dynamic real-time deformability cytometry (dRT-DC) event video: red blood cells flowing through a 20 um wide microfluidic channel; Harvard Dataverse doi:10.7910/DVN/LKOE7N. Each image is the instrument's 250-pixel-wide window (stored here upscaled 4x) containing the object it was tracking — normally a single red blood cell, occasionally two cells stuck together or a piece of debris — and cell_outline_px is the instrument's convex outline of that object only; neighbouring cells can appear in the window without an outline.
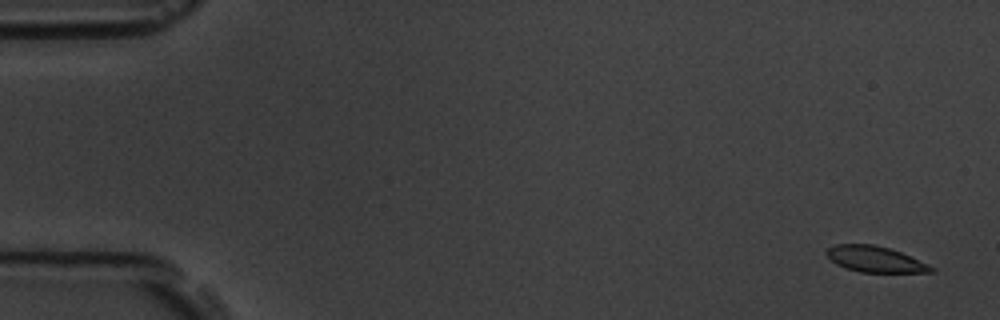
{"species": "common noctule bat (a hibernating species)", "species_latin": "Nyctalus noctula", "temperature_condition": "room temperature", "stored_images_in_passage": 6, "camera_frame_rate_fps": 3000, "um_per_image_px": 0.085, "animal": {"sex": "male", "body_mass_g": 19.5, "forearm_length_mm": 54.6}, "frame": {"image": 1, "passage_image": 1, "time_ms": 0.0, "image_size_px": [1000, 320], "cell_outline_px": [[936, 272], [860, 272], [844, 268], [836, 264], [824, 252], [828, 248], [836, 244], [872, 244], [888, 248], [900, 252], [936, 268]], "centroid_in_image_um": [74.36, 22.04], "position_along_channel_um": 10.6, "area_um2": 15.66}}
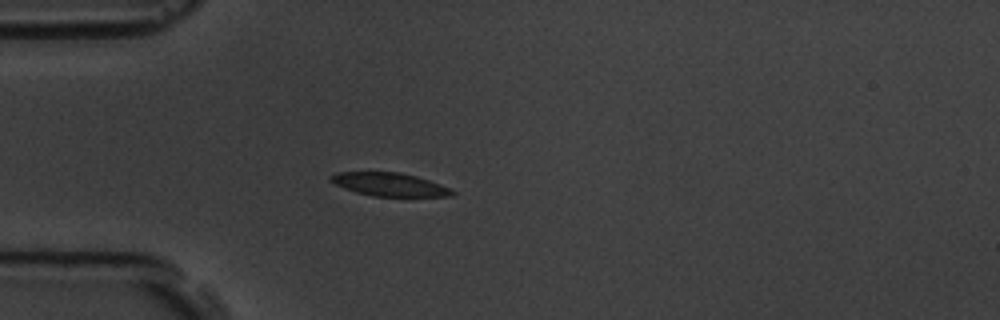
{"frame": {"image": 2, "passage_image": 5, "time_ms": 4.667, "image_size_px": [1000, 320], "cell_outline_px": [[456, 192], [452, 196], [372, 196], [356, 192], [344, 188], [328, 180], [328, 176], [336, 172], [400, 172], [416, 176], [440, 184]], "centroid_in_image_um": [33.06, 15.67], "position_along_channel_um": 51.9, "area_um2": 16.42}}